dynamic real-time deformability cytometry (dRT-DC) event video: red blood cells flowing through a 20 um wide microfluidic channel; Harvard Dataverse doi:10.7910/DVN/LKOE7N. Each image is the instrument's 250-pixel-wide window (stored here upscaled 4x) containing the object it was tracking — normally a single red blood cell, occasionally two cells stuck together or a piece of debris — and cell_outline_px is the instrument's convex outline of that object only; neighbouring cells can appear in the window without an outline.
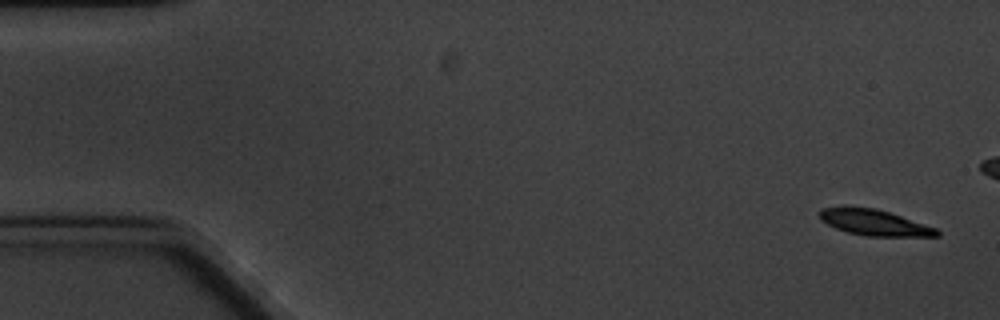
{"species": "common noctule bat (a hibernating species)", "species_latin": "Nyctalus noctula", "temperature_condition": "cold", "stored_images_in_passage": 6, "camera_frame_rate_fps": 3000, "um_per_image_px": 0.085, "animal": {"sex": "male", "body_mass_g": 20.1, "forearm_length_mm": 53.5}, "frame": {"image": 1, "passage_image": 1, "time_ms": 0.0, "image_size_px": [1000, 320], "cell_outline_px": [[940, 236], [864, 236], [848, 232], [836, 228], [820, 220], [820, 208], [844, 204], [876, 208], [936, 228], [940, 232]], "centroid_in_image_um": [74.23, 18.88], "position_along_channel_um": 10.8, "area_um2": 17.98}}